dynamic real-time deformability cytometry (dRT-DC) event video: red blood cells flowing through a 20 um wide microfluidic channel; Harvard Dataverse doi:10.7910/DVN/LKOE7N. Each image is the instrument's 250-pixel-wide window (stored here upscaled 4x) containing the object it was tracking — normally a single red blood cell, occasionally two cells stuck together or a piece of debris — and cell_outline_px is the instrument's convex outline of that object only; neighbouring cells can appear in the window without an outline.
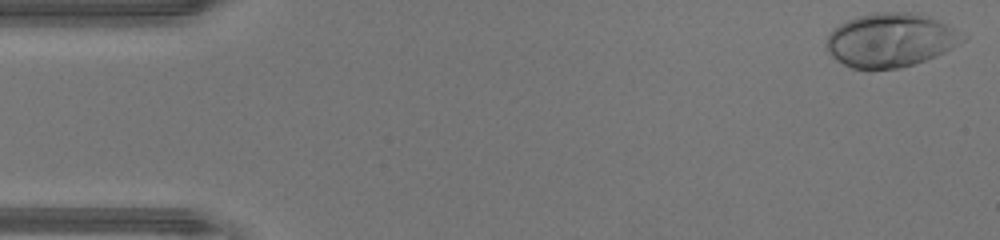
{"species": "human", "species_latin": "Homo sapiens", "temperature_condition": "warm", "stored_images_in_passage": 46, "camera_frame_rate_fps": 3000, "um_per_image_px": 0.085, "donor": {"sex": "male"}, "frame": {"image": 1, "passage_image": 1, "time_ms": 0.0, "image_size_px": [1000, 240], "cell_outline_px": [[968, 36], [964, 40], [952, 48], [936, 56], [900, 68], [852, 68], [836, 60], [828, 52], [828, 36], [840, 24], [856, 16], [876, 12], [920, 12], [948, 24]], "centroid_in_image_um": [75.75, 3.38], "position_along_channel_um": 9.2, "area_um2": 42.54}}
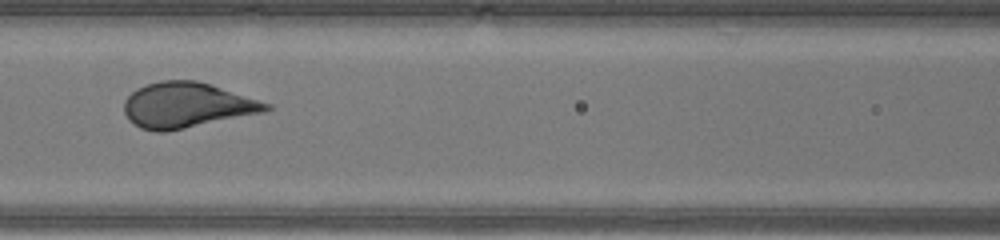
{"frame": {"image": 2, "passage_image": 20, "time_ms": 6.333, "image_size_px": [1000, 240], "cell_outline_px": [[272, 108], [264, 112], [164, 132], [156, 132], [140, 128], [128, 120], [124, 112], [124, 100], [136, 88], [144, 84], [160, 80], [196, 80], [272, 104]], "centroid_in_image_um": [15.83, 8.94], "position_along_channel_um": 150.8, "area_um2": 37.34}}
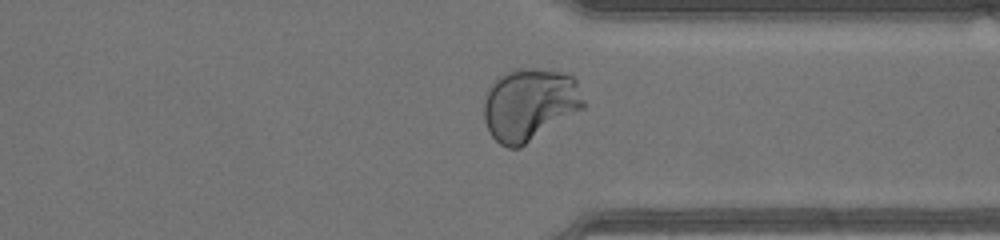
{"frame": {"image": 3, "passage_image": 35, "time_ms": 11.333, "image_size_px": [1000, 240], "cell_outline_px": [[584, 108], [520, 148], [508, 148], [500, 144], [492, 136], [484, 120], [484, 92], [504, 72], [520, 68], [536, 68], [560, 72], [572, 76], [576, 80], [584, 100]], "centroid_in_image_um": [45.0, 8.88], "position_along_channel_um": 366.4, "area_um2": 42.14}, "authors_computed_cell_mechanics": {"area_um2": 38.5237, "velocity_mm_per_s": 4.3426, "shape_relaxation_time_tau1_ms": 2.6804, "shape_relaxation_time_tau2_ms": null, "deformation_change_tau1": 0.2127, "deformation_change_tau2": null}}